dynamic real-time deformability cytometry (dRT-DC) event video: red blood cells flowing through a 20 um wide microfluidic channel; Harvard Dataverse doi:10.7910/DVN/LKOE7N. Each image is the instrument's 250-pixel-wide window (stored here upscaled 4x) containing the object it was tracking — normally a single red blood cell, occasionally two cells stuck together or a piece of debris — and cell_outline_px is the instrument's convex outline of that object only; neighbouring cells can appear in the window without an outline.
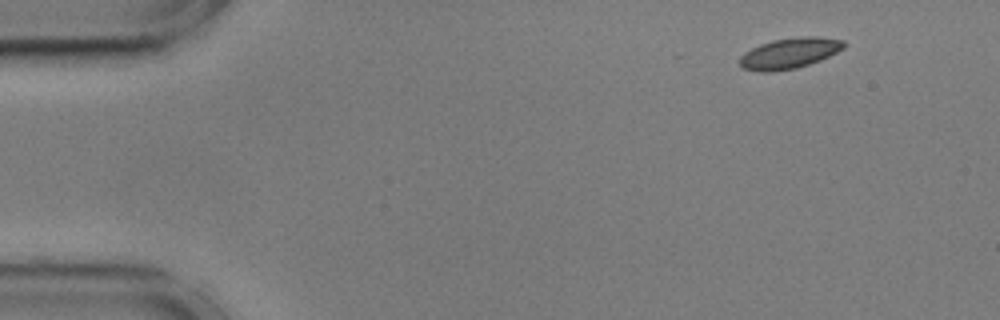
{"species": "common noctule bat (a hibernating species)", "species_latin": "Nyctalus noctula", "temperature_condition": "cold", "stored_images_in_passage": 51, "camera_frame_rate_fps": 3000, "um_per_image_px": 0.085, "animal": {"sex": "male", "body_mass_g": 17.9, "forearm_length_mm": 54.2}, "frame": {"image": 1, "passage_image": 1, "time_ms": 0.0, "image_size_px": [1000, 320], "cell_outline_px": [[848, 44], [844, 48], [820, 60], [796, 68], [772, 72], [760, 72], [744, 68], [740, 64], [740, 56], [744, 52], [760, 44], [772, 40], [800, 36], [820, 36], [844, 40]], "centroid_in_image_um": [67.13, 4.51], "position_along_channel_um": 17.9, "area_um2": 18.73}}
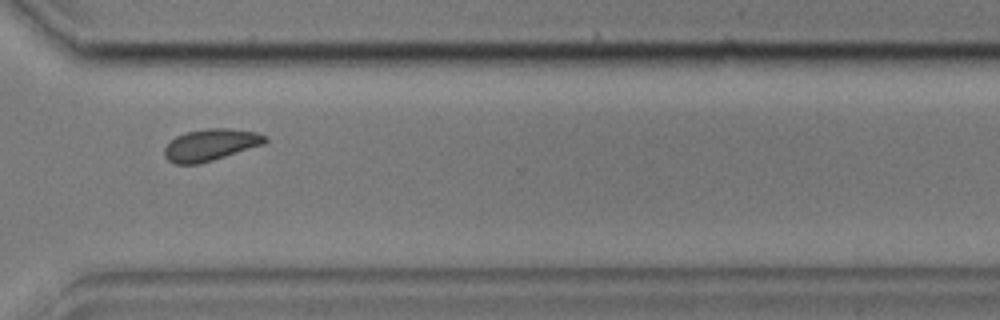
{"frame": {"image": 2, "passage_image": 37, "time_ms": 12.0, "image_size_px": [1000, 320], "cell_outline_px": [[268, 140], [264, 144], [200, 164], [176, 164], [168, 160], [164, 156], [164, 148], [176, 136], [188, 132], [208, 128], [228, 128], [256, 132], [268, 136]], "centroid_in_image_um": [17.92, 12.31], "position_along_channel_um": 352.7, "area_um2": 18.55}}
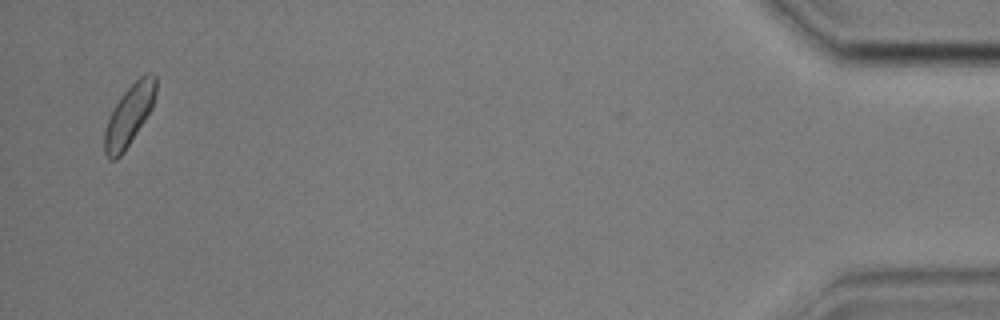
{"frame": {"image": 3, "passage_image": 50, "time_ms": 16.333, "image_size_px": [1000, 320], "cell_outline_px": [[156, 92], [152, 108], [124, 152], [116, 160], [108, 160], [104, 152], [104, 132], [112, 108], [120, 96], [140, 76], [148, 72], [156, 76]], "centroid_in_image_um": [10.96, 9.81], "position_along_channel_um": 424.2, "area_um2": 18.15}, "authors_computed_cell_mechanics": {"area_um2": 18.3804, "velocity_mm_per_s": 3.5625, "shape_relaxation_time_tau1_ms": 1.7827, "shape_relaxation_time_tau2_ms": 2.453, "deformation_change_tau1": 0.0446, "deformation_change_tau2": 0.0331}}